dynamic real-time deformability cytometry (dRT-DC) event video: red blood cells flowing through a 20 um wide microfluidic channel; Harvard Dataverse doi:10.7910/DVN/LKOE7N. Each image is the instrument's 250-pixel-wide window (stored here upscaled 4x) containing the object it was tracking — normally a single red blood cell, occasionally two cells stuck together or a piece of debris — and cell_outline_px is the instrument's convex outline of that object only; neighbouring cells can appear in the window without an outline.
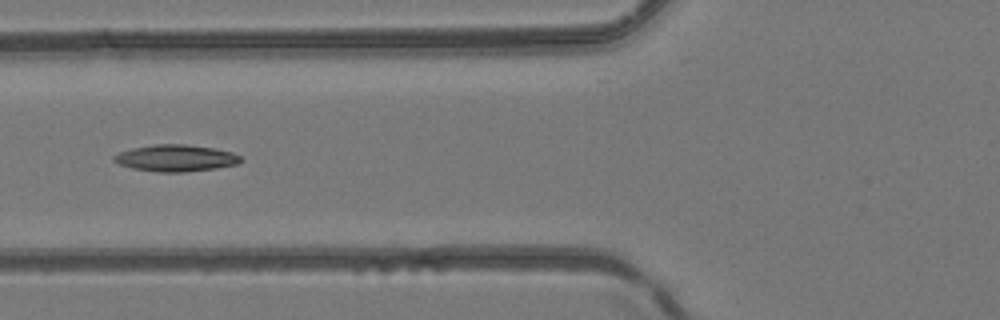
{"species": "common noctule bat (a hibernating species)", "species_latin": "Nyctalus noctula", "temperature_condition": "room temperature", "stored_images_in_passage": 5, "camera_frame_rate_fps": 3000, "um_per_image_px": 0.085, "animal": {"sex": "female", "body_mass_g": 24.6, "forearm_length_mm": 56.2}, "frame": {"image": 1, "passage_image": 5, "time_ms": 6.0, "image_size_px": [1000, 320], "cell_outline_px": [[244, 160], [236, 164], [216, 168], [184, 172], [156, 172], [132, 168], [120, 164], [112, 160], [112, 156], [120, 152], [132, 148], [156, 144], [184, 144], [212, 148], [232, 152], [240, 156]], "centroid_in_image_um": [14.93, 13.44], "position_along_channel_um": 110.9, "area_um2": 19.65}}